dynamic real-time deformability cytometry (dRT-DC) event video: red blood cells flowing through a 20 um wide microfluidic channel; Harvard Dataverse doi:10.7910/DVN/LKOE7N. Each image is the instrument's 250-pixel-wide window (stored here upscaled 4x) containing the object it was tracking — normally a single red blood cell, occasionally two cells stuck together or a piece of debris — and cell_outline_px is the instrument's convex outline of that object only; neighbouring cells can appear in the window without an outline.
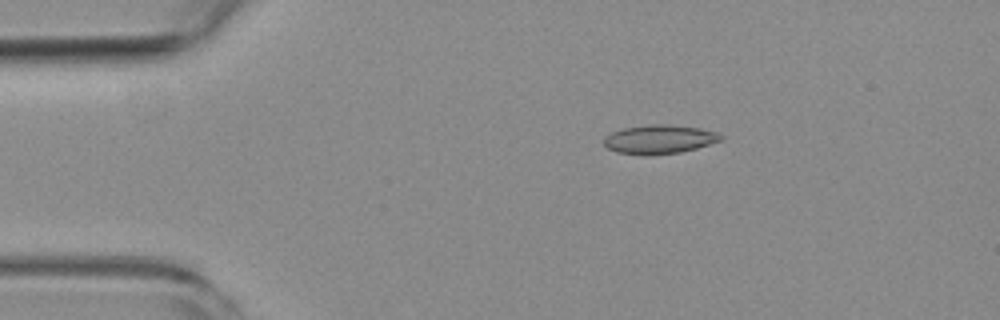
{"species": "common noctule bat (a hibernating species)", "species_latin": "Nyctalus noctula", "temperature_condition": "room temperature", "stored_images_in_passage": 40, "camera_frame_rate_fps": 3000, "um_per_image_px": 0.085, "animal": {"sex": "female", "body_mass_g": 19.3, "forearm_length_mm": 54.1}, "frame": {"image": 1, "passage_image": 10, "time_ms": 3.0, "image_size_px": [1000, 320], "cell_outline_px": [[724, 140], [696, 148], [680, 152], [648, 156], [644, 156], [616, 152], [608, 148], [604, 144], [604, 136], [612, 132], [624, 128], [652, 124], [668, 124], [700, 128], [716, 132], [724, 136]], "centroid_in_image_um": [56.05, 11.85], "position_along_channel_um": 28.9, "area_um2": 19.88}}
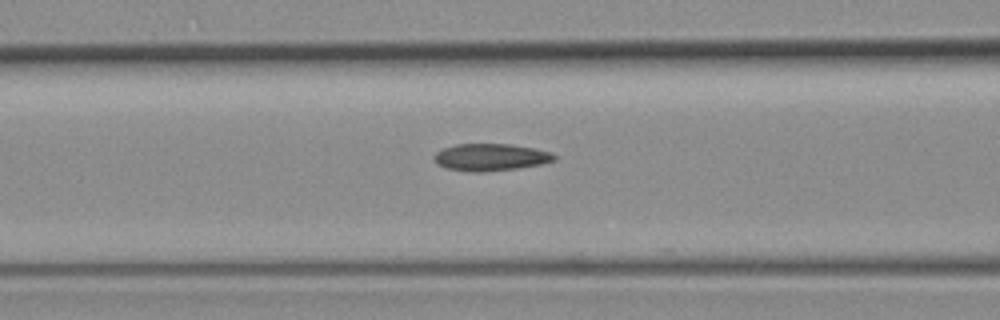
{"frame": {"image": 2, "passage_image": 22, "time_ms": 7.0, "image_size_px": [1000, 320], "cell_outline_px": [[556, 160], [540, 164], [516, 168], [480, 172], [468, 172], [444, 168], [436, 164], [432, 156], [436, 152], [444, 148], [456, 144], [508, 144], [536, 148], [552, 152], [556, 156]], "centroid_in_image_um": [41.67, 13.36], "position_along_channel_um": 124.9, "area_um2": 19.13}}
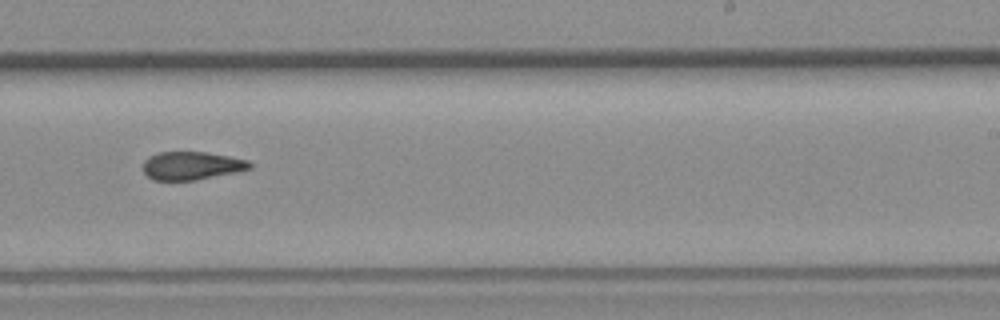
{"frame": {"image": 3, "passage_image": 34, "time_ms": 11.0, "image_size_px": [1000, 320], "cell_outline_px": [[252, 168], [236, 172], [196, 180], [152, 180], [144, 172], [144, 160], [148, 156], [160, 152], [208, 152], [248, 160], [252, 164]], "centroid_in_image_um": [16.29, 14.08], "position_along_channel_um": 272.7, "area_um2": 17.51}}